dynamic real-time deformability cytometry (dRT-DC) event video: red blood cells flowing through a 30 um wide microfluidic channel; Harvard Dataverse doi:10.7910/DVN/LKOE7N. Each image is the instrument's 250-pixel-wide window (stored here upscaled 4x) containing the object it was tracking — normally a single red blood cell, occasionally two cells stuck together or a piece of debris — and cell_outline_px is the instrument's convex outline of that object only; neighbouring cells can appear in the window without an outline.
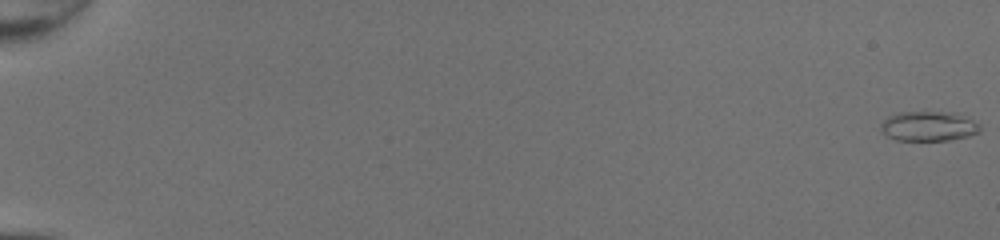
{"species": "common noctule bat (a hibernating species)", "species_latin": "Nyctalus noctula", "temperature_condition": "room temperature", "stored_images_in_passage": 50, "camera_frame_rate_fps": 3000, "um_per_image_px": 0.085, "animal": {"sex": "female", "body_mass_g": 20.0, "forearm_length_mm": 54.0}, "frame": {"image": 1, "passage_image": 1, "time_ms": 0.0, "image_size_px": [1000, 240], "cell_outline_px": [[980, 132], [968, 136], [952, 140], [896, 140], [888, 136], [880, 128], [880, 124], [888, 116], [896, 112], [924, 108], [956, 112], [980, 124]], "centroid_in_image_um": [78.93, 10.66], "position_along_channel_um": 6.1, "area_um2": 18.15}}
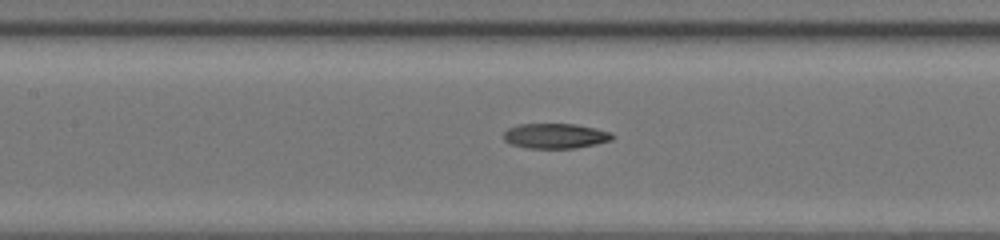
{"frame": {"image": 2, "passage_image": 27, "time_ms": 8.667, "image_size_px": [1000, 240], "cell_outline_px": [[616, 136], [612, 140], [596, 144], [576, 148], [528, 148], [508, 144], [504, 140], [504, 132], [508, 128], [520, 124], [576, 124], [596, 128], [608, 132]], "centroid_in_image_um": [47.2, 11.56], "position_along_channel_um": 160.2, "area_um2": 15.95}}
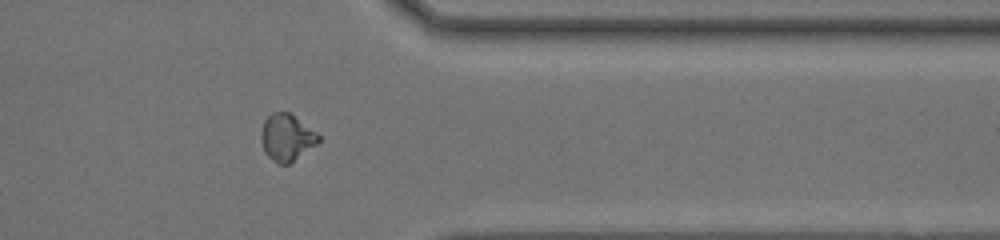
{"frame": {"image": 3, "passage_image": 43, "time_ms": 14.0, "image_size_px": [1000, 240], "cell_outline_px": [[320, 140], [316, 144], [288, 164], [280, 164], [272, 160], [264, 152], [260, 140], [260, 132], [264, 120], [272, 112], [288, 112], [316, 132], [320, 136]], "centroid_in_image_um": [24.32, 11.68], "position_along_channel_um": 387.1, "area_um2": 15.49}}